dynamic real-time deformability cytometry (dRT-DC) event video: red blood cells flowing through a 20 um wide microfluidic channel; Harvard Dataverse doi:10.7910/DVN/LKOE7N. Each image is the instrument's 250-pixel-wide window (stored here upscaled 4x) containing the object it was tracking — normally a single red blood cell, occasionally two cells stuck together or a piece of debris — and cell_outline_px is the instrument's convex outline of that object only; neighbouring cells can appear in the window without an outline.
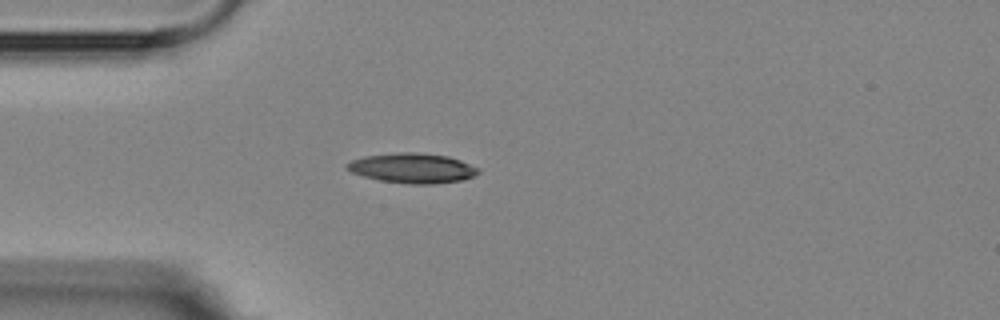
{"species": "Egyptian fruit bat (a non-hibernating species)", "species_latin": "Rousettus aegyptiacus", "temperature_condition": "room temperature", "stored_images_in_passage": 5, "camera_frame_rate_fps": 3000, "um_per_image_px": 0.085, "animal": {"sex": "female"}, "frame": {"image": 1, "passage_image": 4, "time_ms": 4.333, "image_size_px": [1000, 320], "cell_outline_px": [[480, 172], [472, 176], [460, 180], [436, 184], [408, 184], [380, 180], [364, 176], [352, 172], [344, 168], [344, 164], [352, 160], [364, 156], [400, 152], [416, 152], [448, 156], [460, 160], [480, 168]], "centroid_in_image_um": [35.04, 14.29], "position_along_channel_um": 50.0, "area_um2": 22.89}}